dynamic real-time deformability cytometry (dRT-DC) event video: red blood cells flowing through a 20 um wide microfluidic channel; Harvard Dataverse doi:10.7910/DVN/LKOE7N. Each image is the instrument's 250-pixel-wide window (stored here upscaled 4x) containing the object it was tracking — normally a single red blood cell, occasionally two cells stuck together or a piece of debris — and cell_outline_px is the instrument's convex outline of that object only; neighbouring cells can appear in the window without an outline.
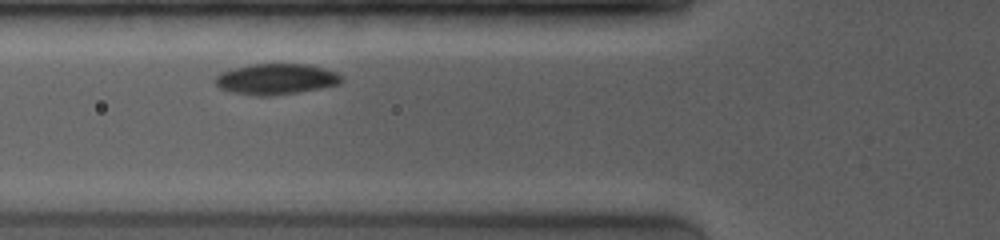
{"species": "common noctule bat (a hibernating species)", "species_latin": "Nyctalus noctula", "temperature_condition": "room temperature", "stored_images_in_passage": 18, "camera_frame_rate_fps": 4000, "um_per_image_px": 0.085, "animal": {"sex": "female", "body_mass_g": 19.0, "forearm_length_mm": 53.3}, "frame": {"image": 1, "passage_image": 7, "time_ms": 1.5, "image_size_px": [1000, 240], "cell_outline_px": [[344, 80], [340, 84], [300, 92], [268, 96], [256, 96], [232, 92], [220, 88], [216, 84], [216, 76], [220, 72], [252, 64], [308, 64], [324, 68], [336, 72]], "centroid_in_image_um": [23.49, 6.72], "position_along_channel_um": 102.3, "area_um2": 22.6}}
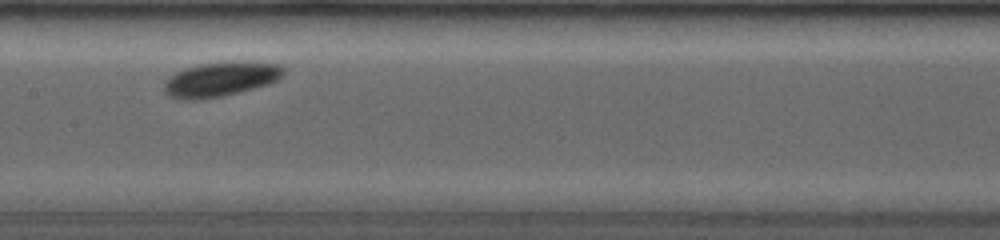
{"frame": {"image": 2, "passage_image": 17, "time_ms": 3.75, "image_size_px": [1000, 240], "cell_outline_px": [[288, 68], [284, 76], [280, 80], [268, 84], [220, 96], [200, 100], [180, 100], [164, 92], [164, 80], [168, 76], [184, 68], [200, 64], [280, 64]], "centroid_in_image_um": [18.72, 6.77], "position_along_channel_um": 188.7, "area_um2": 23.35}}